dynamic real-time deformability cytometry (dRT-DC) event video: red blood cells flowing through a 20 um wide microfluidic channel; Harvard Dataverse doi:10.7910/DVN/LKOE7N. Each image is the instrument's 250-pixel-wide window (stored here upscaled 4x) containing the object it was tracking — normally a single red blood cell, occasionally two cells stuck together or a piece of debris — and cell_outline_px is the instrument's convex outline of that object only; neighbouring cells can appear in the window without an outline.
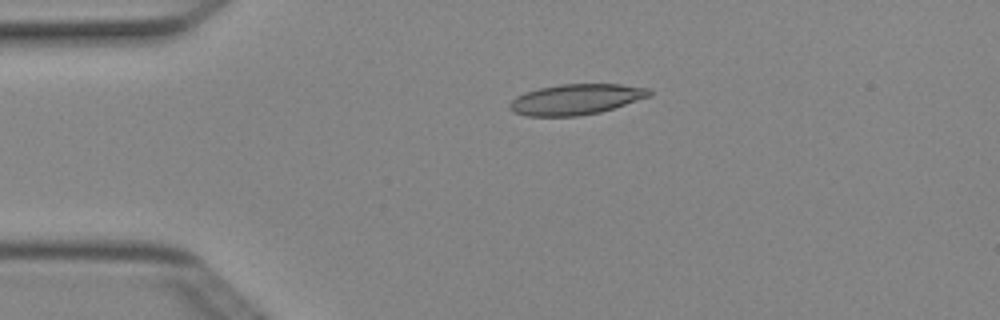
{"species": "Egyptian fruit bat (a non-hibernating species)", "species_latin": "Rousettus aegyptiacus", "temperature_condition": "cold", "stored_images_in_passage": 4, "camera_frame_rate_fps": 3000, "um_per_image_px": 0.085, "animal": {"sex": "female"}, "frame": {"image": 1, "passage_image": 3, "time_ms": 0.667, "image_size_px": [1000, 320], "cell_outline_px": [[652, 96], [600, 112], [580, 116], [524, 116], [512, 112], [508, 108], [508, 104], [516, 96], [524, 92], [540, 88], [560, 84], [620, 84], [648, 88], [652, 92]], "centroid_in_image_um": [48.93, 8.45], "position_along_channel_um": 36.1, "area_um2": 25.09}}